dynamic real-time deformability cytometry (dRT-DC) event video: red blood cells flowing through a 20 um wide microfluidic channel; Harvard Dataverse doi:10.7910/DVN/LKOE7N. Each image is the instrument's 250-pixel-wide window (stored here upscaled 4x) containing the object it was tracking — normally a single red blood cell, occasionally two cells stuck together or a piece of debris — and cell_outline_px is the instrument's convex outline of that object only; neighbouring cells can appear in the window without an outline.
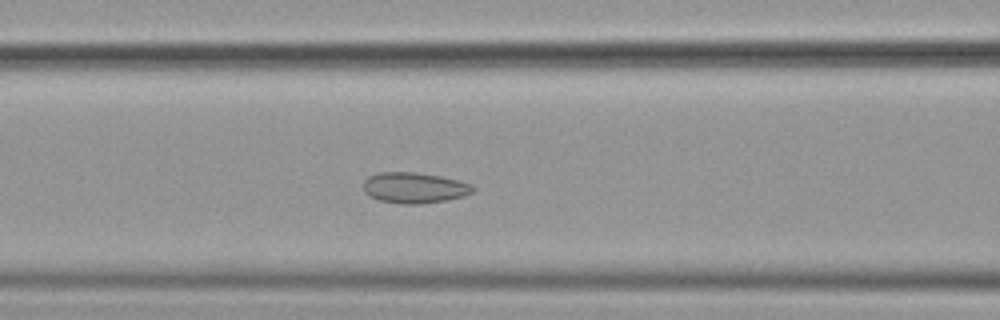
{"species": "common noctule bat (a hibernating species)", "species_latin": "Nyctalus noctula", "temperature_condition": "cold", "stored_images_in_passage": 51, "camera_frame_rate_fps": 3000, "um_per_image_px": 0.085, "animal": {"sex": "female", "body_mass_g": 19.9}, "frame": {"image": 1, "passage_image": 18, "time_ms": 5.667, "image_size_px": [1000, 320], "cell_outline_px": [[476, 188], [472, 192], [464, 196], [444, 200], [420, 204], [400, 204], [380, 200], [368, 196], [364, 192], [364, 180], [368, 176], [380, 172], [416, 172], [440, 176], [460, 180], [472, 184]], "centroid_in_image_um": [35.22, 15.95], "position_along_channel_um": 131.4, "area_um2": 19.77}}
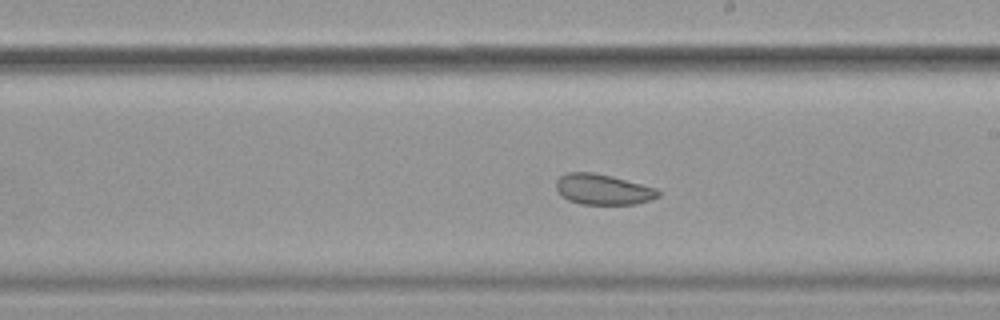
{"frame": {"image": 2, "passage_image": 27, "time_ms": 8.667, "image_size_px": [1000, 320], "cell_outline_px": [[660, 196], [636, 204], [580, 204], [568, 200], [556, 188], [556, 180], [560, 176], [568, 172], [592, 172], [612, 176], [656, 188], [660, 192]], "centroid_in_image_um": [51.25, 16.09], "position_along_channel_um": 237.8, "area_um2": 18.03}}
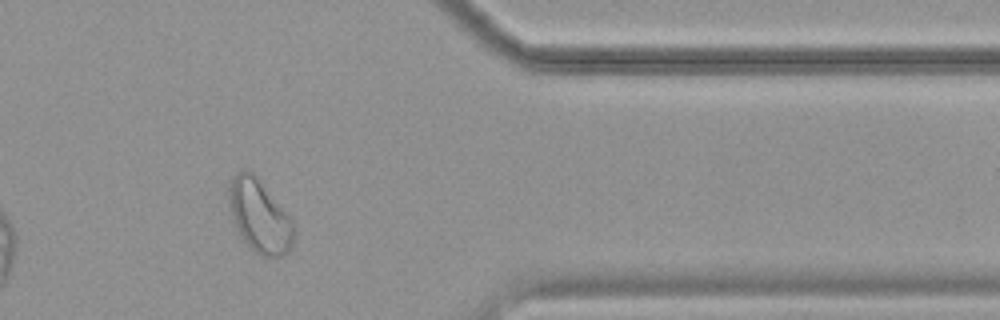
{"frame": {"image": 3, "passage_image": 41, "time_ms": 13.333, "image_size_px": [1000, 320], "cell_outline_px": [[296, 228], [292, 248], [284, 256], [264, 256], [256, 252], [240, 240], [232, 216], [228, 200], [228, 180], [236, 172], [248, 168], [260, 180], [292, 220]], "centroid_in_image_um": [22.04, 18.36], "position_along_channel_um": 389.4, "area_um2": 28.03}, "authors_computed_cell_mechanics": {"area_um2": 22.4842, "velocity_mm_per_s": 3.5591, "shape_relaxation_time_tau1_ms": null, "shape_relaxation_time_tau2_ms": 1.9553, "deformation_change_tau1": null, "deformation_change_tau2": 0.058}}